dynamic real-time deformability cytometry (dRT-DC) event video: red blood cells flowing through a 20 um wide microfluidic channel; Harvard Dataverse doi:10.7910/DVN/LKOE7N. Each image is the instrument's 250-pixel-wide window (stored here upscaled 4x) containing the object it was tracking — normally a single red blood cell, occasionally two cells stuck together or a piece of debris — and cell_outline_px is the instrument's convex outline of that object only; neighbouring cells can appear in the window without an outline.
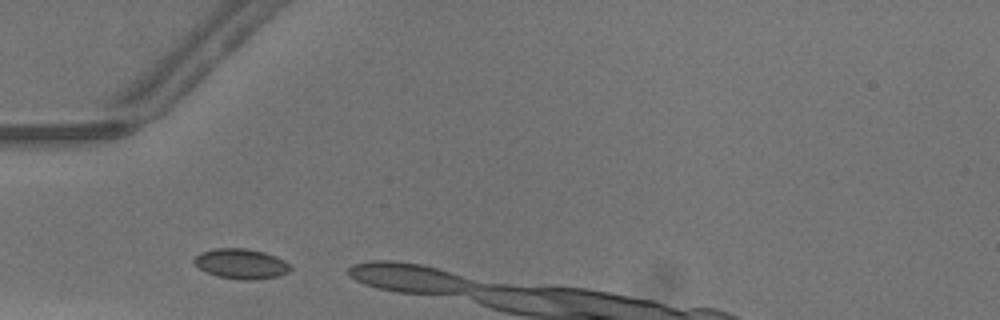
{"species": "common noctule bat (a hibernating species)", "species_latin": "Nyctalus noctula", "temperature_condition": "warm", "stored_images_in_passage": 4, "camera_frame_rate_fps": 3000, "um_per_image_px": 0.085, "animal": {"sex": "male", "body_mass_g": 13.3}, "frame": {"image": 1, "passage_image": 2, "time_ms": 0.333, "image_size_px": [1000, 320], "cell_outline_px": [[292, 268], [288, 272], [280, 276], [256, 280], [240, 280], [216, 276], [204, 272], [192, 260], [200, 252], [216, 248], [244, 248], [264, 252], [276, 256], [284, 260]], "centroid_in_image_um": [20.49, 22.43], "position_along_channel_um": 64.5, "area_um2": 17.05}}